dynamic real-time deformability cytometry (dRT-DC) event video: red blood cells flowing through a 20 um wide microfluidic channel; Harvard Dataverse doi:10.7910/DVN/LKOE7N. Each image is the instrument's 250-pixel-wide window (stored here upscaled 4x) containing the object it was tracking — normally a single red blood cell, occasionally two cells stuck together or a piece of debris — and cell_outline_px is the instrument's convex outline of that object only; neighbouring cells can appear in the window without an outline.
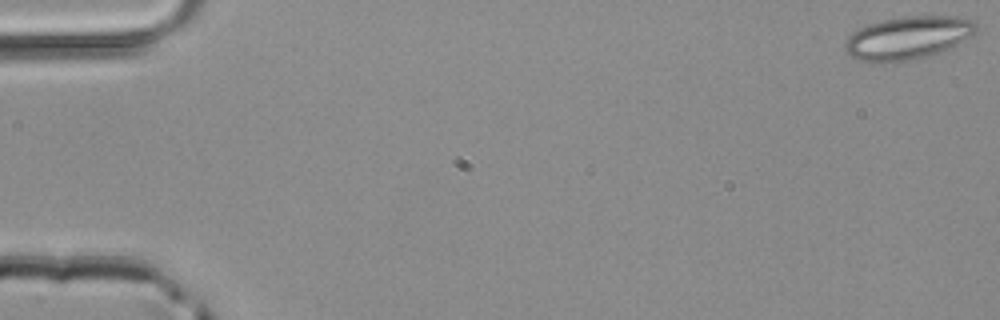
{"species": "common noctule bat (a hibernating species)", "species_latin": "Nyctalus noctula", "temperature_condition": "room temperature", "stored_images_in_passage": 48, "camera_frame_rate_fps": 3000, "um_per_image_px": 0.085, "animal": {"sex": "male", "body_mass_g": 20.4}, "frame": {"image": 1, "passage_image": 1, "time_ms": 0.0, "image_size_px": [1000, 320], "cell_outline_px": [[976, 32], [972, 36], [948, 48], [928, 56], [916, 60], [872, 64], [860, 60], [852, 56], [844, 48], [844, 44], [848, 36], [860, 28], [868, 24], [884, 20], [904, 16], [956, 16], [976, 20]], "centroid_in_image_um": [77.17, 3.23], "position_along_channel_um": 7.8, "area_um2": 33.06}}
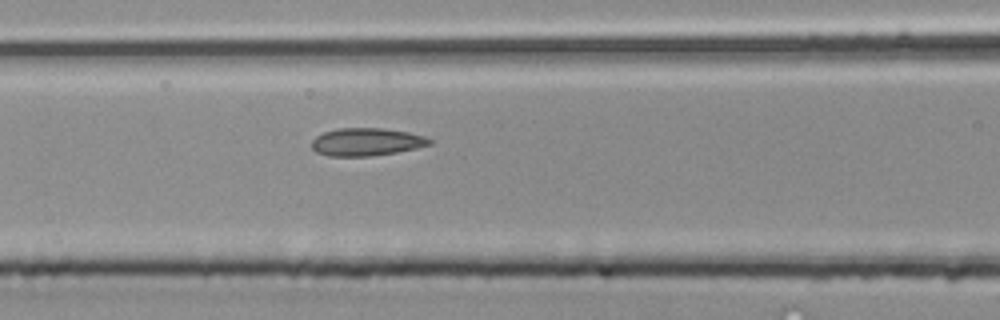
{"frame": {"image": 2, "passage_image": 21, "time_ms": 6.667, "image_size_px": [1000, 320], "cell_outline_px": [[432, 144], [416, 148], [396, 152], [372, 156], [328, 156], [316, 152], [312, 148], [312, 140], [316, 136], [324, 132], [336, 128], [384, 128], [408, 132], [424, 136], [432, 140]], "centroid_in_image_um": [31.14, 12.06], "position_along_channel_um": 135.5, "area_um2": 19.13}}
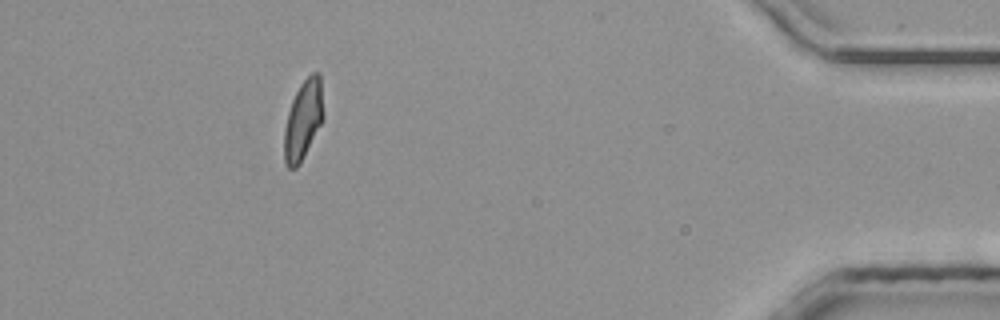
{"frame": {"image": 3, "passage_image": 44, "time_ms": 14.333, "image_size_px": [1000, 320], "cell_outline_px": [[324, 116], [300, 164], [296, 168], [288, 168], [284, 164], [284, 128], [288, 112], [292, 100], [300, 84], [312, 72], [320, 72]], "centroid_in_image_um": [25.76, 10.19], "position_along_channel_um": 409.4, "area_um2": 18.09}}